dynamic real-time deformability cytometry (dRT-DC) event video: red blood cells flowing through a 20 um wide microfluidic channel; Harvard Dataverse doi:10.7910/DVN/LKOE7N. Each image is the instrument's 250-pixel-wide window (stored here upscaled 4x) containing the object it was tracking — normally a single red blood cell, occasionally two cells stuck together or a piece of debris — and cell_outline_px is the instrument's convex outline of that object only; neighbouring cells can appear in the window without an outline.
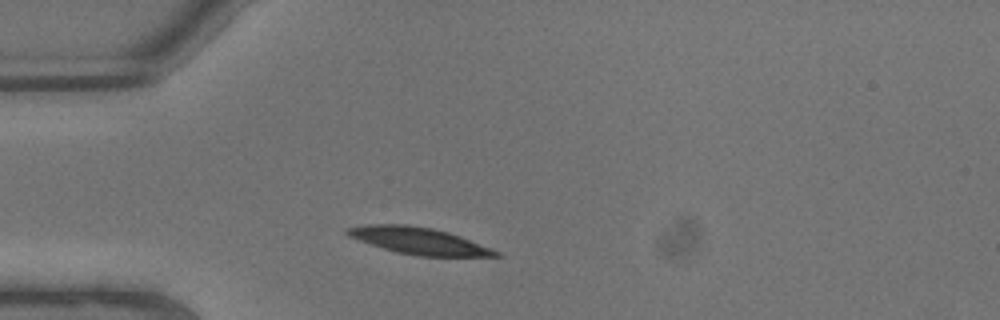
{"species": "common noctule bat (a hibernating species)", "species_latin": "Nyctalus noctula", "temperature_condition": "warm", "stored_images_in_passage": 4, "camera_frame_rate_fps": 3000, "um_per_image_px": 0.085, "animal": {"sex": "male", "body_mass_g": 13.3}, "frame": {"image": 1, "passage_image": 2, "time_ms": 0.333, "image_size_px": [1000, 320], "cell_outline_px": [[500, 256], [420, 256], [396, 252], [348, 236], [344, 232], [344, 228], [364, 224], [408, 224], [432, 228], [448, 232], [460, 236], [500, 252]], "centroid_in_image_um": [35.55, 20.45], "position_along_channel_um": 49.5, "area_um2": 22.95}}
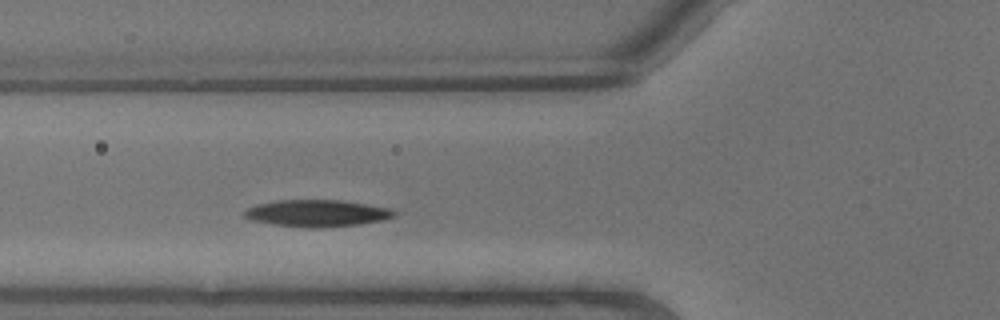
{"frame": {"image": 2, "passage_image": 4, "time_ms": 1.0, "image_size_px": [1000, 320], "cell_outline_px": [[396, 216], [380, 220], [360, 224], [320, 228], [308, 228], [272, 224], [252, 220], [244, 216], [244, 212], [248, 208], [256, 204], [276, 200], [340, 200], [368, 204], [392, 208], [396, 212]], "centroid_in_image_um": [26.96, 18.12], "position_along_channel_um": 98.8, "area_um2": 23.52}}